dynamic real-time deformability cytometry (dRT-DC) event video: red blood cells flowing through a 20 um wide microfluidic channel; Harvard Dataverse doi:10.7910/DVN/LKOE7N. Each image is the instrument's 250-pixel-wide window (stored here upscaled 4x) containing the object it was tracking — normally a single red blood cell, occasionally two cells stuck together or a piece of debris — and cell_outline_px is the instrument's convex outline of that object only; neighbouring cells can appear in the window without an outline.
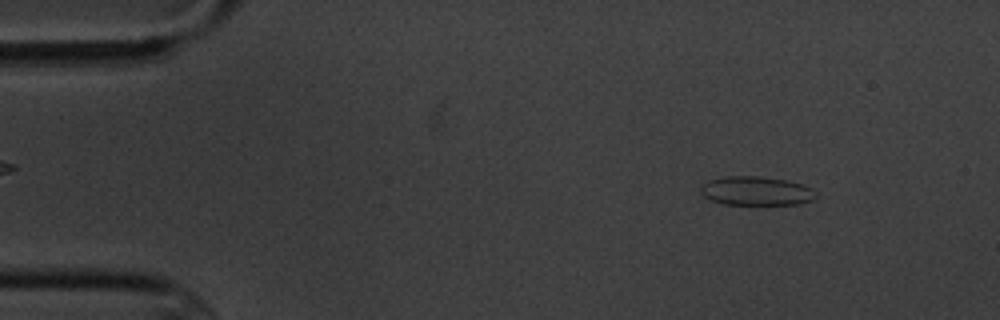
{"species": "common noctule bat (a hibernating species)", "species_latin": "Nyctalus noctula", "temperature_condition": "cold", "stored_images_in_passage": 6, "camera_frame_rate_fps": 3000, "um_per_image_px": 0.085, "animal": {"sex": "male", "body_mass_g": 20.1, "forearm_length_mm": 53.5}, "frame": {"image": 1, "passage_image": 1, "time_ms": 0.0, "image_size_px": [1000, 320], "cell_outline_px": [[816, 196], [812, 200], [800, 204], [764, 208], [724, 204], [712, 200], [704, 196], [700, 192], [700, 188], [708, 180], [724, 176], [760, 176], [784, 180], [800, 184], [812, 188], [816, 192]], "centroid_in_image_um": [64.3, 16.29], "position_along_channel_um": 20.7, "area_um2": 20.4}}
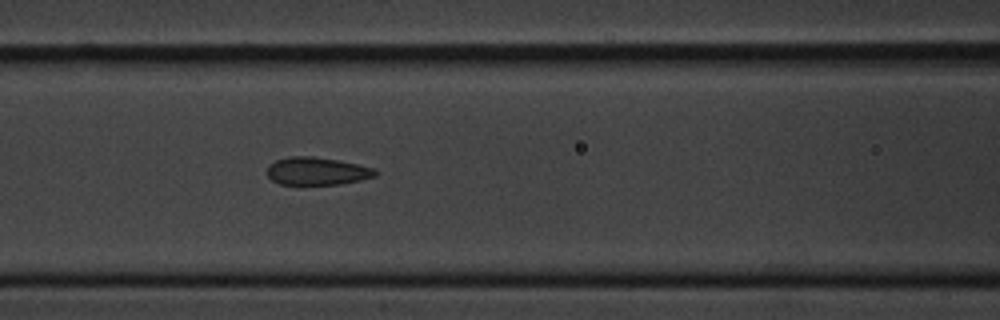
{"frame": {"image": 2, "passage_image": 6, "time_ms": 5.667, "image_size_px": [1000, 320], "cell_outline_px": [[380, 172], [376, 176], [360, 180], [340, 184], [280, 184], [272, 180], [268, 176], [268, 168], [276, 160], [288, 156], [312, 156], [340, 160], [376, 168]], "centroid_in_image_um": [27.01, 14.53], "position_along_channel_um": 139.6, "area_um2": 17.57}}